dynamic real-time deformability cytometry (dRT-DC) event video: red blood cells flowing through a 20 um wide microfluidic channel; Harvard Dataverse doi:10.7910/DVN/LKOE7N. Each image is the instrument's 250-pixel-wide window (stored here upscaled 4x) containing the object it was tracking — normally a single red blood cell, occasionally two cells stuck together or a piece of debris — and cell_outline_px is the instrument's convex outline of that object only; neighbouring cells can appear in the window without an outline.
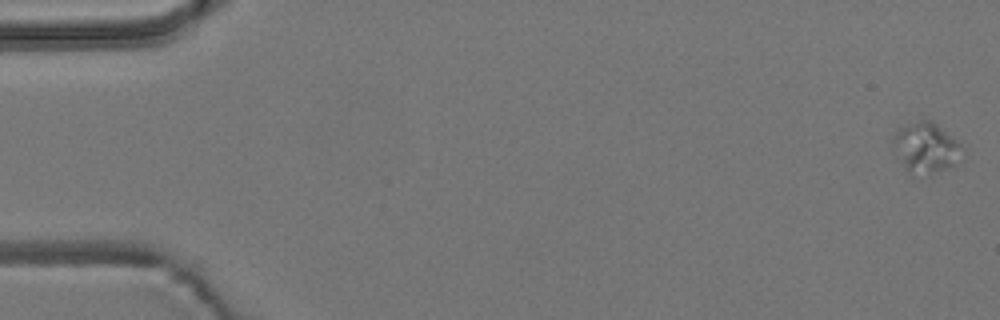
{"species": "common noctule bat (a hibernating species)", "species_latin": "Nyctalus noctula", "temperature_condition": "room temperature", "stored_images_in_passage": 6, "camera_frame_rate_fps": 3000, "um_per_image_px": 0.085, "animal": {"sex": "male", "body_mass_g": 19.2, "forearm_length_mm": 51.8}, "frame": {"image": 1, "passage_image": 1, "time_ms": 0.0, "image_size_px": [1000, 320], "cell_outline_px": [[964, 148], [960, 164], [952, 168], [908, 172], [904, 168], [892, 140], [892, 136], [896, 128], [920, 120], [932, 120], [956, 140]], "centroid_in_image_um": [78.74, 12.49], "position_along_channel_um": 6.3, "area_um2": 19.83}}
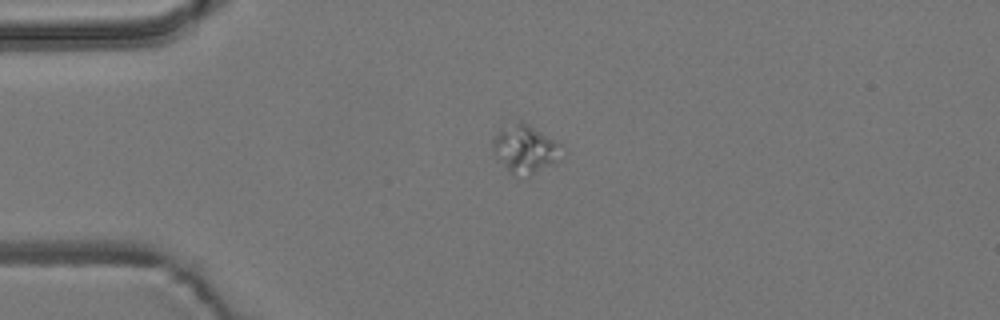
{"frame": {"image": 2, "passage_image": 4, "time_ms": 1.0, "image_size_px": [1000, 320], "cell_outline_px": [[564, 144], [556, 164], [528, 176], [512, 176], [508, 172], [496, 156], [492, 144], [492, 136], [496, 132], [520, 120], [528, 124]], "centroid_in_image_um": [44.66, 12.69], "position_along_channel_um": 40.3, "area_um2": 19.59}}
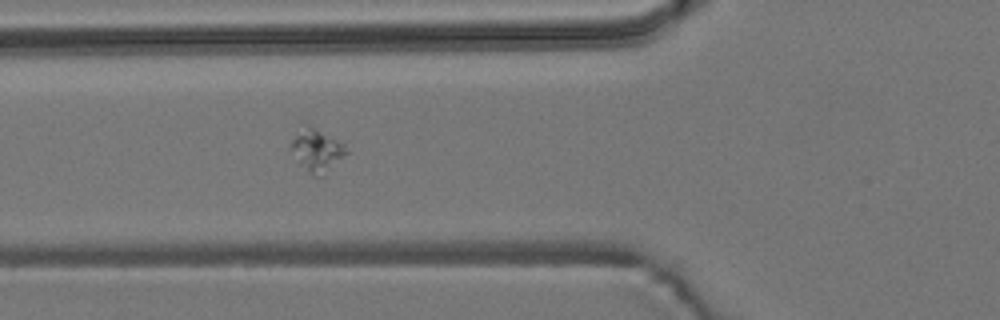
{"frame": {"image": 3, "passage_image": 6, "time_ms": 1.667, "image_size_px": [1000, 320], "cell_outline_px": [[348, 152], [320, 176], [312, 176], [308, 172], [292, 148], [292, 140], [296, 136], [312, 128], [344, 144]], "centroid_in_image_um": [27.0, 12.86], "position_along_channel_um": 98.8, "area_um2": 11.91}}